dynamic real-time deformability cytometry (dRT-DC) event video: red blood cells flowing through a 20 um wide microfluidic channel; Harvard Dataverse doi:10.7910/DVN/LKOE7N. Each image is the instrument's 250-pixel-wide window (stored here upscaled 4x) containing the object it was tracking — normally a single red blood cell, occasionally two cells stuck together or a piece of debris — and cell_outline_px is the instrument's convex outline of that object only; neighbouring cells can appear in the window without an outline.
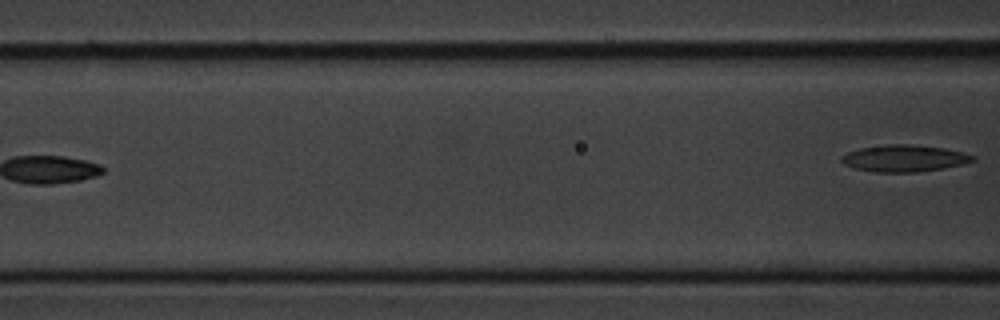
{"species": "common noctule bat (a hibernating species)", "species_latin": "Nyctalus noctula", "temperature_condition": "cold", "stored_images_in_passage": 5, "camera_frame_rate_fps": 3000, "um_per_image_px": 0.085, "animal": {"sex": "male", "body_mass_g": 20.1, "forearm_length_mm": 53.5}, "frame": {"image": 1, "passage_image": 5, "time_ms": 4.667, "image_size_px": [1000, 320], "cell_outline_px": [[976, 160], [960, 164], [940, 168], [916, 172], [876, 172], [856, 168], [844, 164], [840, 160], [848, 152], [860, 148], [888, 144], [908, 144], [944, 148], [964, 152], [976, 156]], "centroid_in_image_um": [76.88, 13.45], "position_along_channel_um": 89.7, "area_um2": 20.17}}